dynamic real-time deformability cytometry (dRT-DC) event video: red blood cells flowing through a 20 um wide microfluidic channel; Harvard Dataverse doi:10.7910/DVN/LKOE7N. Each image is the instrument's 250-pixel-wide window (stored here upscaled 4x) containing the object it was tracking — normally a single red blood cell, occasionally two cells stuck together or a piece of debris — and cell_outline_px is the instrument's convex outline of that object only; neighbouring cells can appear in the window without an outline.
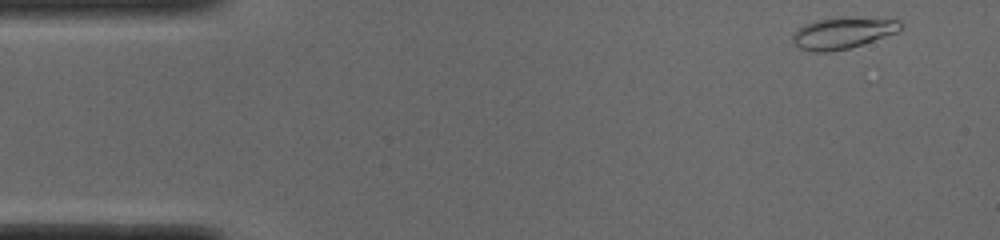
{"species": "common noctule bat (a hibernating species)", "species_latin": "Nyctalus noctula", "temperature_condition": "cold", "stored_images_in_passage": 49, "camera_frame_rate_fps": 3000, "um_per_image_px": 0.085, "animal": {"sex": "male", "body_mass_g": 19.0, "forearm_length_mm": 50.8}, "frame": {"image": 1, "passage_image": 1, "time_ms": 0.0, "image_size_px": [1000, 240], "cell_outline_px": [[904, 24], [896, 32], [848, 48], [828, 52], [812, 52], [800, 48], [792, 40], [792, 36], [804, 24], [820, 20], [840, 16], [900, 20]], "centroid_in_image_um": [71.62, 2.79], "position_along_channel_um": 13.4, "area_um2": 19.42}}
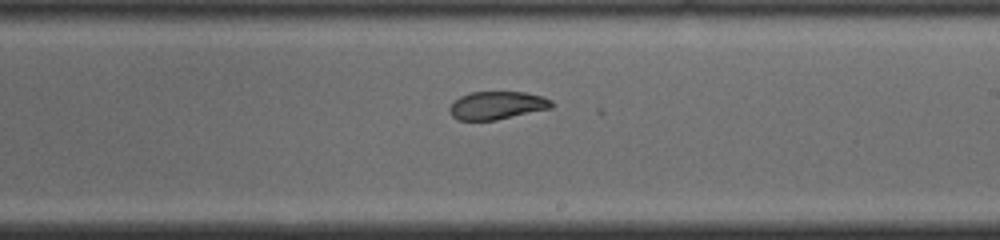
{"frame": {"image": 2, "passage_image": 27, "time_ms": 8.667, "image_size_px": [1000, 240], "cell_outline_px": [[556, 104], [552, 108], [496, 120], [460, 120], [452, 116], [448, 108], [460, 96], [468, 92], [524, 92], [540, 96], [552, 100]], "centroid_in_image_um": [42.27, 8.95], "position_along_channel_um": 246.7, "area_um2": 16.65}}
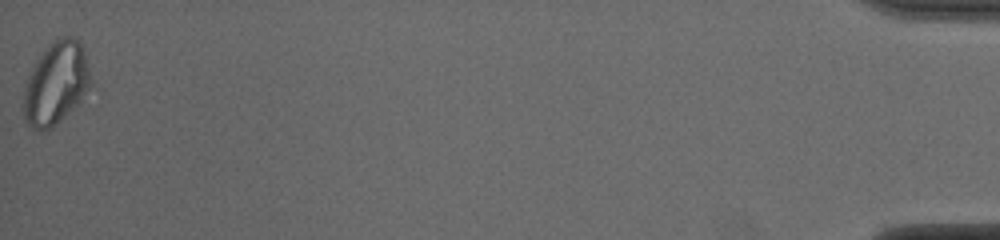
{"frame": {"image": 3, "passage_image": 49, "time_ms": 16.0, "image_size_px": [1000, 240], "cell_outline_px": [[96, 88], [60, 120], [44, 132], [40, 132], [32, 128], [24, 120], [20, 108], [20, 104], [24, 84], [36, 60], [44, 48], [48, 44], [64, 36], [72, 36], [80, 40]], "centroid_in_image_um": [4.77, 7.11], "position_along_channel_um": 430.4, "area_um2": 33.7}, "authors_computed_cell_mechanics": {"area_um2": 18.496, "velocity_mm_per_s": 3.882, "shape_relaxation_time_tau1_ms": null, "shape_relaxation_time_tau2_ms": 1.5752, "deformation_change_tau1": null, "deformation_change_tau2": 0.0528}}